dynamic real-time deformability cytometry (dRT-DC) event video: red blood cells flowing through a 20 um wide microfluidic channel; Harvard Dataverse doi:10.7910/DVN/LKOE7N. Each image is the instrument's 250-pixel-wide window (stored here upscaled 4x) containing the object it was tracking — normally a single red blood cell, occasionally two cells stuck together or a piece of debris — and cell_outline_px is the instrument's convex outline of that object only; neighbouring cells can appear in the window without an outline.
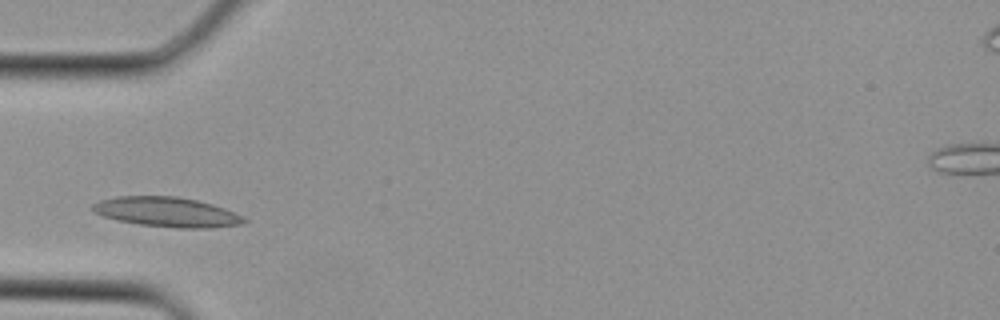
{"species": "Egyptian fruit bat (a non-hibernating species)", "species_latin": "Rousettus aegyptiacus", "temperature_condition": "cold", "stored_images_in_passage": 2, "camera_frame_rate_fps": 3000, "um_per_image_px": 0.085, "animal": {"sex": "female"}, "frame": {"image": 1, "passage_image": 2, "time_ms": 0.333, "image_size_px": [1000, 320], "cell_outline_px": [[248, 220], [240, 224], [212, 228], [180, 228], [140, 224], [116, 220], [92, 212], [92, 204], [100, 200], [116, 196], [176, 196], [196, 200], [212, 204], [224, 208], [244, 216]], "centroid_in_image_um": [14.18, 18.02], "position_along_channel_um": 70.8, "area_um2": 26.24}}